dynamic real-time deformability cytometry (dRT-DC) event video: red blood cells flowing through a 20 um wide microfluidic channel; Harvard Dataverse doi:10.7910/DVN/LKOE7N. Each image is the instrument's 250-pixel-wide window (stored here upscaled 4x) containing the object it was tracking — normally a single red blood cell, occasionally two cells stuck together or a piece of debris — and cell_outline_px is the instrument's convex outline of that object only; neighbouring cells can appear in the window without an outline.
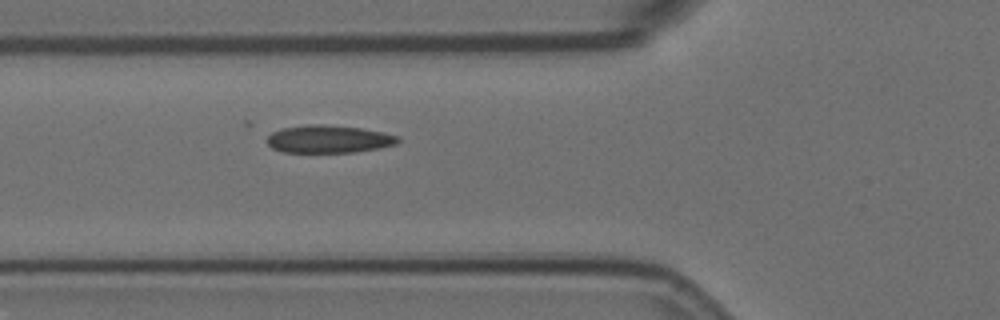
{"species": "Egyptian fruit bat (a non-hibernating species)", "species_latin": "Rousettus aegyptiacus", "temperature_condition": "room temperature", "stored_images_in_passage": 3, "camera_frame_rate_fps": 3000, "um_per_image_px": 0.085, "animal": {"sex": "female"}, "frame": {"image": 1, "passage_image": 3, "time_ms": 0.667, "image_size_px": [1000, 320], "cell_outline_px": [[400, 140], [396, 144], [356, 152], [284, 152], [272, 148], [268, 144], [268, 136], [272, 132], [284, 128], [308, 124], [324, 124], [360, 128], [384, 132], [400, 136]], "centroid_in_image_um": [27.96, 11.82], "position_along_channel_um": 97.8, "area_um2": 21.04}}